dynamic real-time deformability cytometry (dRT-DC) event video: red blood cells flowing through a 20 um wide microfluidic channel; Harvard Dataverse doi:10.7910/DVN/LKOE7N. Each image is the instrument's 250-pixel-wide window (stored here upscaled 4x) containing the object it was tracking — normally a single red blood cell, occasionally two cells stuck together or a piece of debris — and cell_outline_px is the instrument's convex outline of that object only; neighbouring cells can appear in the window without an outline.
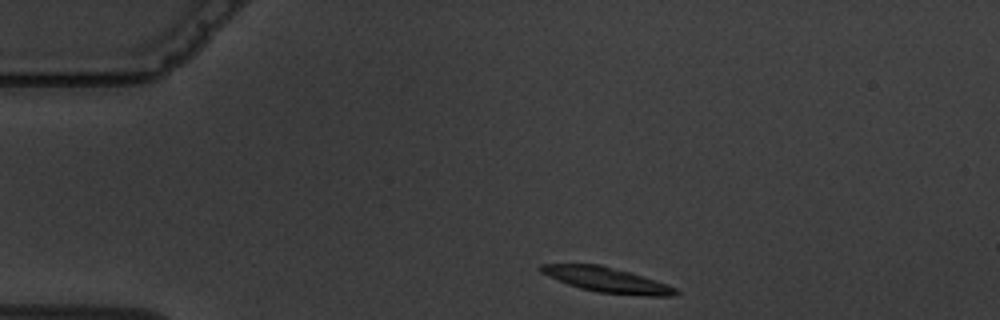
{"species": "common noctule bat (a hibernating species)", "species_latin": "Nyctalus noctula", "temperature_condition": "warm", "stored_images_in_passage": 3, "camera_frame_rate_fps": 3000, "um_per_image_px": 0.085, "animal": {"sex": "male", "body_mass_g": 19.5, "forearm_length_mm": 54.6}, "frame": {"image": 1, "passage_image": 1, "time_ms": 0.0, "image_size_px": [1000, 320], "cell_outline_px": [[680, 292], [676, 296], [648, 296], [596, 292], [580, 288], [568, 284], [548, 276], [540, 272], [536, 268], [540, 264], [600, 264], [656, 280], [668, 284], [676, 288]], "centroid_in_image_um": [51.59, 23.79], "position_along_channel_um": 33.4, "area_um2": 19.71}}
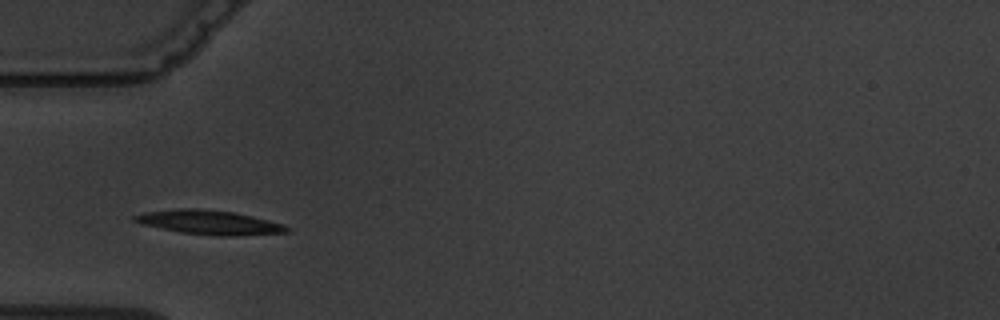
{"frame": {"image": 2, "passage_image": 3, "time_ms": 2.333, "image_size_px": [1000, 320], "cell_outline_px": [[288, 232], [236, 236], [220, 236], [180, 232], [144, 224], [132, 220], [132, 216], [144, 212], [180, 208], [200, 208], [232, 212], [252, 216], [280, 224], [288, 228]], "centroid_in_image_um": [17.74, 18.89], "position_along_channel_um": 67.3, "area_um2": 21.1}}